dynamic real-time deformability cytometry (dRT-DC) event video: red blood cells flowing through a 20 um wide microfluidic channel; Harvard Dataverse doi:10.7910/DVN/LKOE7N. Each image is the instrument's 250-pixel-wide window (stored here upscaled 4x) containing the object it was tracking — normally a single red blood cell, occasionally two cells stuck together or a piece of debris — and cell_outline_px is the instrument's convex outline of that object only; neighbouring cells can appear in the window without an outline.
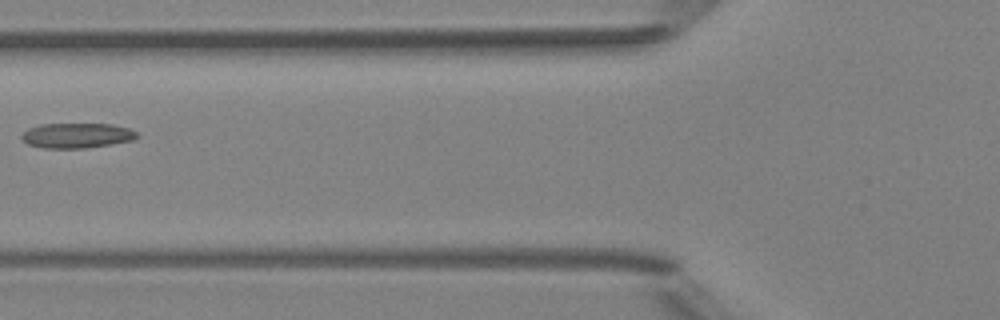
{"species": "Egyptian fruit bat (a non-hibernating species)", "species_latin": "Rousettus aegyptiacus", "temperature_condition": "room temperature", "stored_images_in_passage": 7, "camera_frame_rate_fps": 3000, "um_per_image_px": 0.085, "animal": {"sex": "female"}, "frame": {"image": 1, "passage_image": 6, "time_ms": 6.0, "image_size_px": [1000, 320], "cell_outline_px": [[140, 136], [132, 140], [84, 148], [44, 148], [28, 144], [20, 136], [28, 128], [40, 124], [112, 124], [128, 128], [136, 132]], "centroid_in_image_um": [6.52, 11.51], "position_along_channel_um": 119.3, "area_um2": 16.65}}
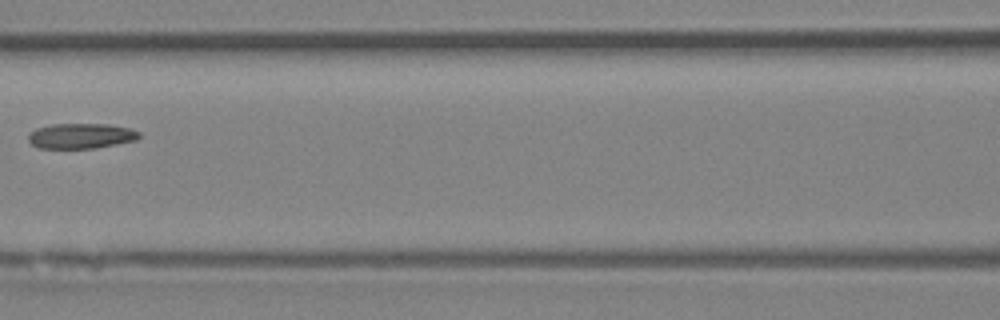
{"frame": {"image": 2, "passage_image": 7, "time_ms": 7.0, "image_size_px": [1000, 320], "cell_outline_px": [[140, 136], [136, 140], [96, 148], [40, 148], [32, 144], [28, 140], [28, 136], [36, 128], [52, 124], [108, 124], [132, 128], [140, 132]], "centroid_in_image_um": [6.92, 11.55], "position_along_channel_um": 159.7, "area_um2": 16.3}}